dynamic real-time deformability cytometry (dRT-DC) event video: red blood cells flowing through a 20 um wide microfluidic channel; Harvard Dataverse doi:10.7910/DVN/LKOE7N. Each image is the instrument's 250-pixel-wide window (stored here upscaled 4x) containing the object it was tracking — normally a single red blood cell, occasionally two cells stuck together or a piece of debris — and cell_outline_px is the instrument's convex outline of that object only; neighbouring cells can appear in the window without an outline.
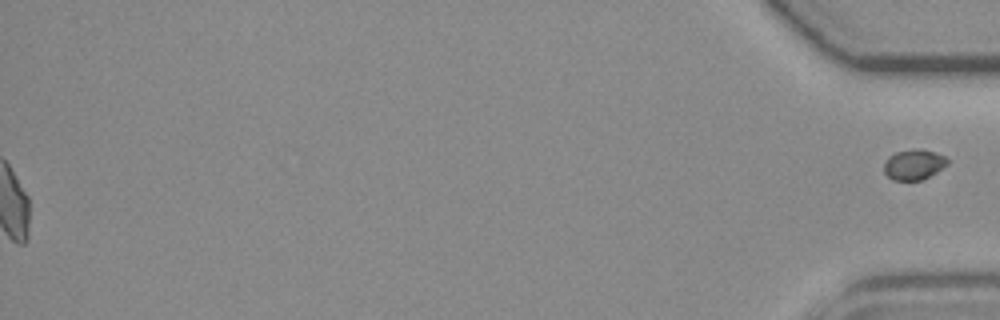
{"species": "common noctule bat (a hibernating species)", "species_latin": "Nyctalus noctula", "temperature_condition": "room temperature", "stored_images_in_passage": 45, "segment_of_instrument_passage": [2, 2], "camera_frame_rate_fps": 3000, "um_per_image_px": 0.085, "animal": {"sex": "female", "body_mass_g": 19.3, "forearm_length_mm": 54.1}, "frame": {"image": 1, "passage_image": 45, "time_ms": 14.667, "image_size_px": [1000, 320], "cell_outline_px": [[948, 164], [936, 172], [920, 180], [892, 180], [884, 172], [884, 160], [888, 156], [896, 152], [916, 148], [920, 148], [944, 156], [948, 160]], "centroid_in_image_um": [77.64, 13.98], "position_along_channel_um": 357.6, "area_um2": 11.16}}